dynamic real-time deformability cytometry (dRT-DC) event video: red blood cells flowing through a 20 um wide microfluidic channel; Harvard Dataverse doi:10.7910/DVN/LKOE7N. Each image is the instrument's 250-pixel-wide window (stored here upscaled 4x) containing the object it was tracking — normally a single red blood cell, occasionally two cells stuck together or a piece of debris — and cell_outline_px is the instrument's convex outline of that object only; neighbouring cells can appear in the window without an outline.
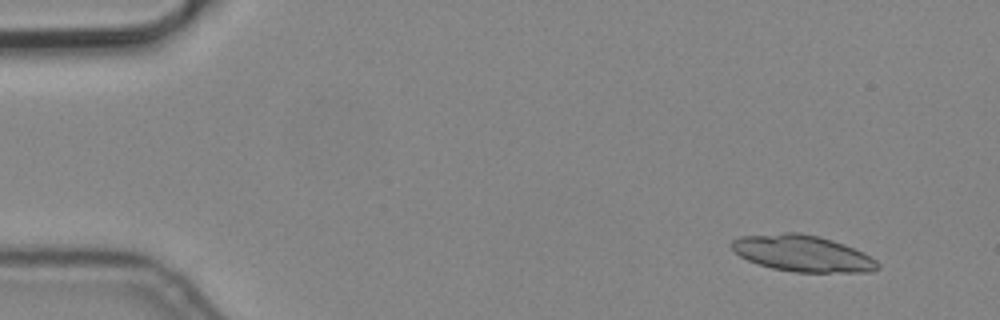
{"species": "common noctule bat (a hibernating species)", "species_latin": "Nyctalus noctula", "temperature_condition": "cold", "stored_images_in_passage": 9, "segment_of_instrument_passage": [1, 2], "camera_frame_rate_fps": 3000, "um_per_image_px": 0.085, "animal": {"sex": "male", "body_mass_g": 19.2, "forearm_length_mm": 51.8}, "frame": {"image": 1, "passage_image": 1, "time_ms": 0.0, "image_size_px": [1000, 320], "cell_outline_px": [[880, 268], [868, 272], [796, 272], [772, 268], [748, 260], [740, 256], [732, 248], [732, 240], [740, 236], [784, 232], [796, 232], [820, 236], [844, 244], [864, 252], [876, 260], [880, 264]], "centroid_in_image_um": [68.24, 21.53], "position_along_channel_um": 16.8, "area_um2": 30.92}}